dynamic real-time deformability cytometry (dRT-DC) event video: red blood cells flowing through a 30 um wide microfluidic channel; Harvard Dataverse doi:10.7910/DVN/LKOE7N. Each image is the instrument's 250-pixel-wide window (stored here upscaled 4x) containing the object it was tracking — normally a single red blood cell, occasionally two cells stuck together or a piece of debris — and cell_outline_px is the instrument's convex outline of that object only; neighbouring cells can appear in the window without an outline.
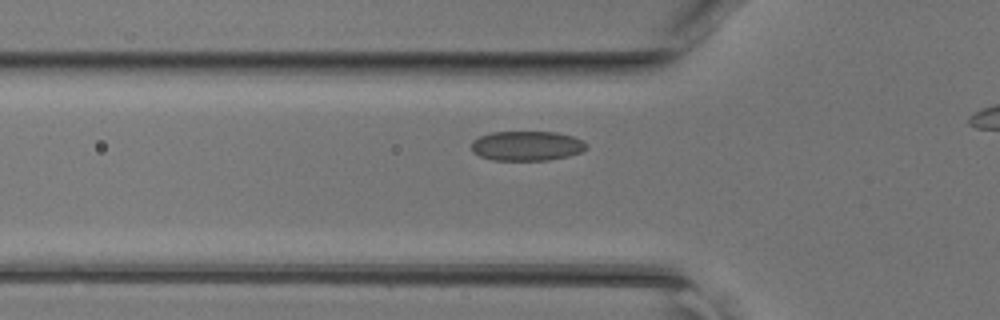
{"species": "common noctule bat (a hibernating species)", "species_latin": "Nyctalus noctula", "temperature_condition": "room temperature", "stored_images_in_passage": 32, "camera_frame_rate_fps": 3000, "um_per_image_px": 0.085, "animal": {"sex": "female", "body_mass_g": 17.0, "forearm_length_mm": 48.0}, "frame": {"image": 1, "passage_image": 10, "time_ms": 3.0, "image_size_px": [1000, 320], "cell_outline_px": [[588, 148], [580, 152], [568, 156], [548, 160], [492, 160], [480, 156], [472, 152], [472, 140], [480, 136], [492, 132], [556, 132], [572, 136], [584, 140], [588, 144]], "centroid_in_image_um": [44.8, 12.4], "position_along_channel_um": 81.0, "area_um2": 20.0}}
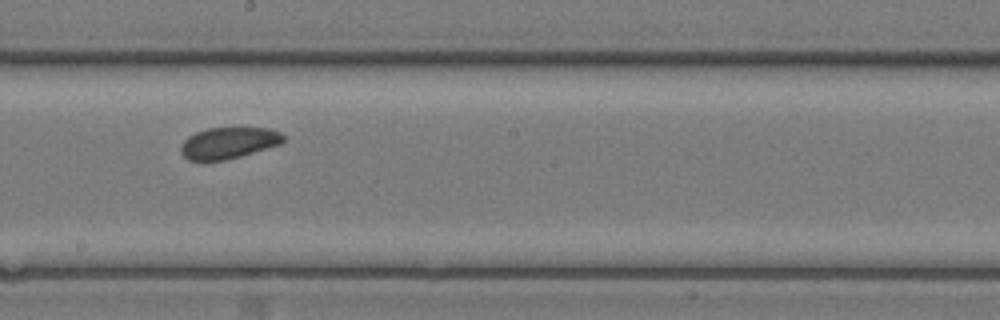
{"frame": {"image": 2, "passage_image": 20, "time_ms": 6.333, "image_size_px": [1000, 320], "cell_outline_px": [[284, 140], [280, 144], [240, 156], [224, 160], [188, 160], [180, 152], [180, 148], [184, 140], [188, 136], [196, 132], [208, 128], [272, 128], [280, 132], [284, 136]], "centroid_in_image_um": [19.42, 12.14], "position_along_channel_um": 228.8, "area_um2": 18.61}}
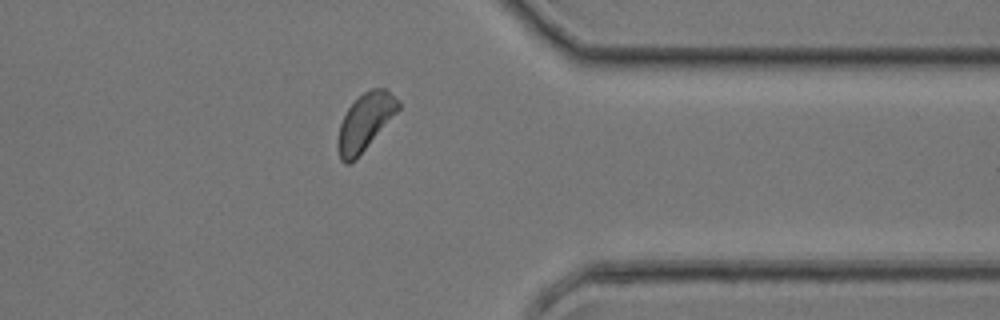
{"frame": {"image": 3, "passage_image": 31, "time_ms": 10.0, "image_size_px": [1000, 320], "cell_outline_px": [[400, 108], [356, 160], [348, 164], [344, 164], [340, 160], [336, 144], [340, 124], [348, 108], [364, 92], [372, 88], [384, 88], [400, 100]], "centroid_in_image_um": [31.02, 10.4], "position_along_channel_um": 380.4, "area_um2": 19.94}}